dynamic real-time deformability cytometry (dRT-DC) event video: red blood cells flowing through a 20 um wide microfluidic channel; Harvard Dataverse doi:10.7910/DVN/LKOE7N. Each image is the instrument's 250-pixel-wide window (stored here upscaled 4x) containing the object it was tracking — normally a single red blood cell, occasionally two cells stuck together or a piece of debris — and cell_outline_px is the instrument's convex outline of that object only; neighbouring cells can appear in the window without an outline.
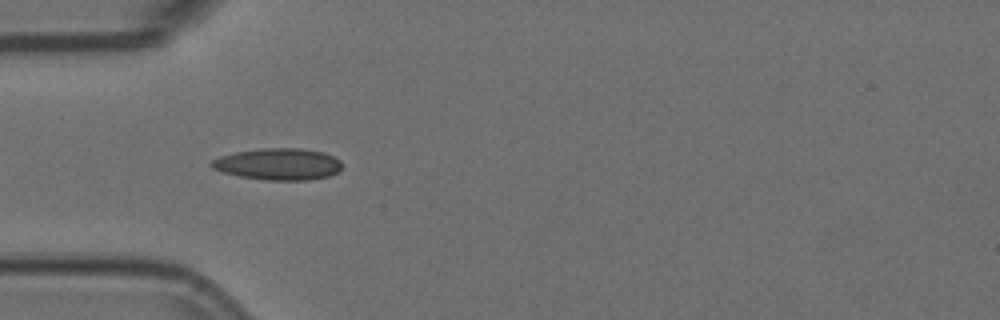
{"species": "Egyptian fruit bat (a non-hibernating species)", "species_latin": "Rousettus aegyptiacus", "temperature_condition": "room temperature", "stored_images_in_passage": 3, "camera_frame_rate_fps": 3000, "um_per_image_px": 0.085, "animal": {"sex": "female"}, "frame": {"image": 1, "passage_image": 2, "time_ms": 0.333, "image_size_px": [1000, 320], "cell_outline_px": [[340, 172], [328, 176], [308, 180], [268, 180], [240, 176], [220, 172], [212, 168], [208, 164], [212, 160], [220, 156], [236, 152], [264, 148], [300, 148], [324, 152], [340, 160]], "centroid_in_image_um": [23.63, 13.95], "position_along_channel_um": 61.4, "area_um2": 24.1}}
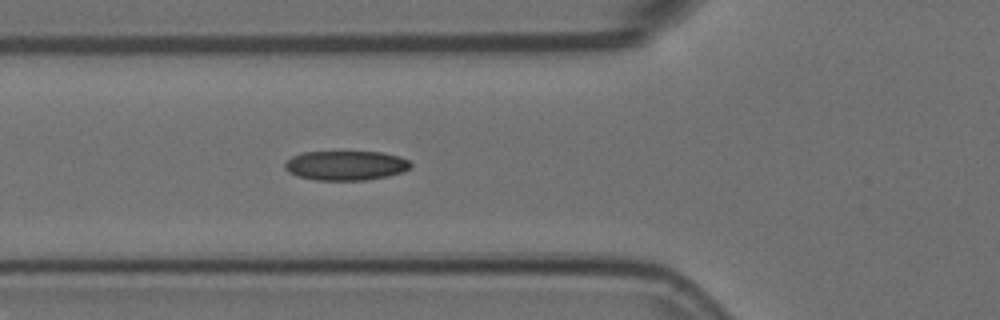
{"frame": {"image": 2, "passage_image": 3, "time_ms": 0.667, "image_size_px": [1000, 320], "cell_outline_px": [[412, 164], [408, 168], [400, 172], [388, 176], [364, 180], [316, 180], [300, 176], [288, 172], [284, 168], [284, 164], [292, 156], [304, 152], [380, 152], [400, 156], [408, 160]], "centroid_in_image_um": [29.38, 14.06], "position_along_channel_um": 96.4, "area_um2": 21.44}}